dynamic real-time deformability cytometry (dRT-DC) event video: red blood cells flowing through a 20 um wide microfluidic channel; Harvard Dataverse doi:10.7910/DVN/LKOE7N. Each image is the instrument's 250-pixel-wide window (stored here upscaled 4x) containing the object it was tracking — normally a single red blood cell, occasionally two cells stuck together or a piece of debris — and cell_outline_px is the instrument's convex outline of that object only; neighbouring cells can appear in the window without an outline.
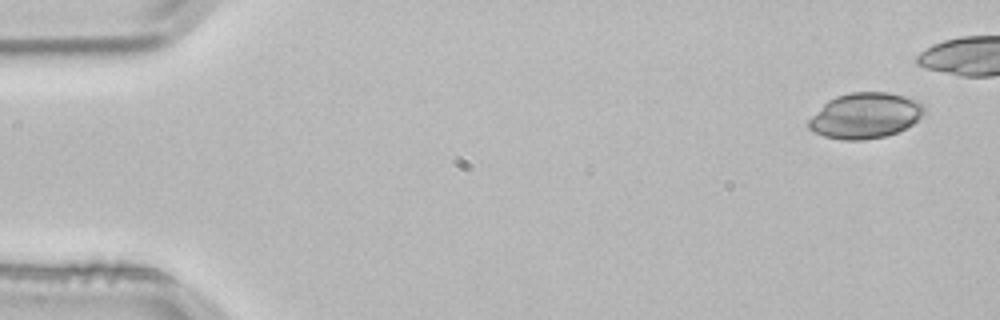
{"species": "common noctule bat (a hibernating species)", "species_latin": "Nyctalus noctula", "temperature_condition": "room temperature", "stored_images_in_passage": 4, "camera_frame_rate_fps": 3000, "um_per_image_px": 0.085, "animal": {"sex": "male", "body_mass_g": 21.5, "forearm_length_mm": 52.0}, "frame": {"image": 1, "passage_image": 1, "time_ms": 0.0, "image_size_px": [1000, 320], "cell_outline_px": [[924, 112], [912, 124], [896, 132], [884, 136], [864, 140], [844, 140], [824, 136], [812, 132], [808, 128], [808, 120], [828, 100], [836, 96], [848, 92], [888, 92], [920, 100], [924, 104]], "centroid_in_image_um": [73.53, 9.81], "position_along_channel_um": 11.5, "area_um2": 30.69}}